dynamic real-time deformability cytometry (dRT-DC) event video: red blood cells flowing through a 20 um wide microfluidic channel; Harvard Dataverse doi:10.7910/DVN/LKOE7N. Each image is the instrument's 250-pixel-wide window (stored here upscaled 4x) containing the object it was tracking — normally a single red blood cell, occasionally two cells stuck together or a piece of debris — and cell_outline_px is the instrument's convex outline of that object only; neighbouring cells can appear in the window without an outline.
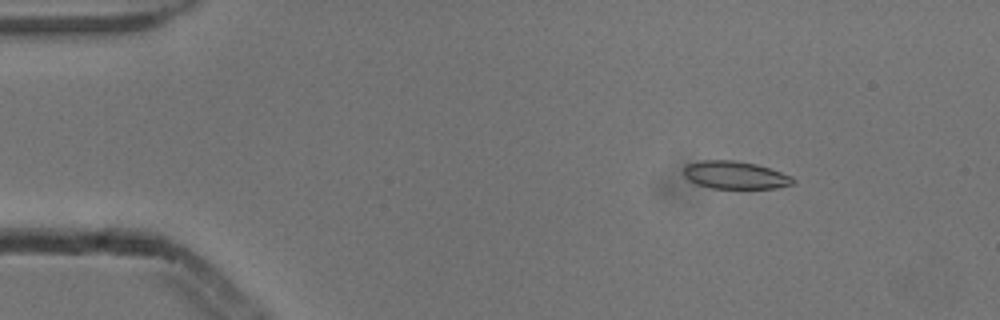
{"species": "common noctule bat (a hibernating species)", "species_latin": "Nyctalus noctula", "temperature_condition": "cold", "stored_images_in_passage": 6, "camera_frame_rate_fps": 3000, "um_per_image_px": 0.085, "animal": {"sex": "male", "body_mass_g": 13.3}, "frame": {"image": 1, "passage_image": 3, "time_ms": 0.667, "image_size_px": [1000, 320], "cell_outline_px": [[796, 180], [792, 184], [776, 188], [712, 188], [696, 184], [688, 180], [684, 176], [684, 168], [688, 164], [704, 160], [736, 160], [756, 164], [792, 176]], "centroid_in_image_um": [62.48, 14.88], "position_along_channel_um": 22.5, "area_um2": 17.57}}
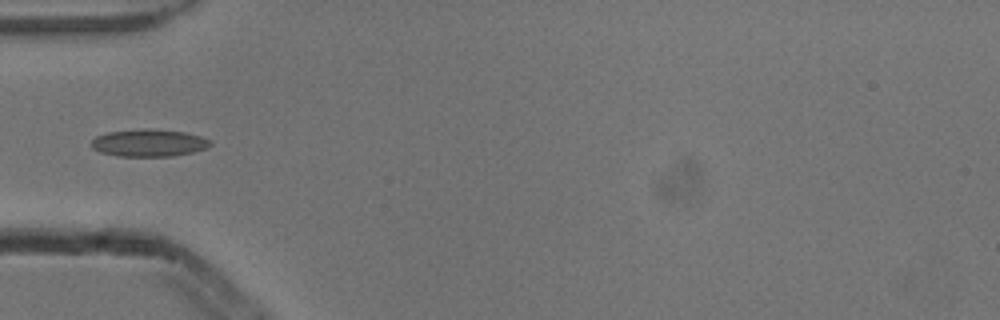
{"frame": {"image": 2, "passage_image": 6, "time_ms": 1.667, "image_size_px": [1000, 320], "cell_outline_px": [[212, 144], [208, 148], [192, 152], [172, 156], [116, 156], [100, 152], [92, 148], [88, 144], [96, 136], [108, 132], [144, 128], [148, 128], [184, 132], [200, 136], [212, 140]], "centroid_in_image_um": [12.64, 12.14], "position_along_channel_um": 72.4, "area_um2": 19.13}}